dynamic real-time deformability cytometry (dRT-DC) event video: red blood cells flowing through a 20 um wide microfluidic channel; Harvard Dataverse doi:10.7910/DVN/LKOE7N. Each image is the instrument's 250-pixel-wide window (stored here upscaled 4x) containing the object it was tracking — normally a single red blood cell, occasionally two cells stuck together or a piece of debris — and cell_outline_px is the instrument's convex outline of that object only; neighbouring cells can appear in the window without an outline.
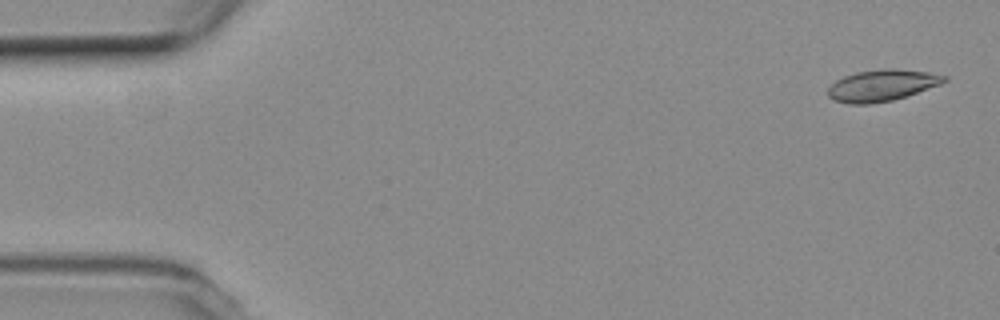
{"species": "common noctule bat (a hibernating species)", "species_latin": "Nyctalus noctula", "temperature_condition": "room temperature", "stored_images_in_passage": 53, "camera_frame_rate_fps": 3000, "um_per_image_px": 0.085, "animal": {"sex": "female", "body_mass_g": 19.3, "forearm_length_mm": 54.1}, "frame": {"image": 1, "passage_image": 2, "time_ms": 0.333, "image_size_px": [1000, 320], "cell_outline_px": [[948, 80], [940, 84], [892, 100], [868, 104], [848, 104], [832, 100], [828, 96], [828, 88], [836, 80], [844, 76], [856, 72], [884, 68], [892, 68], [928, 72], [948, 76]], "centroid_in_image_um": [74.93, 7.25], "position_along_channel_um": 10.1, "area_um2": 21.21}}
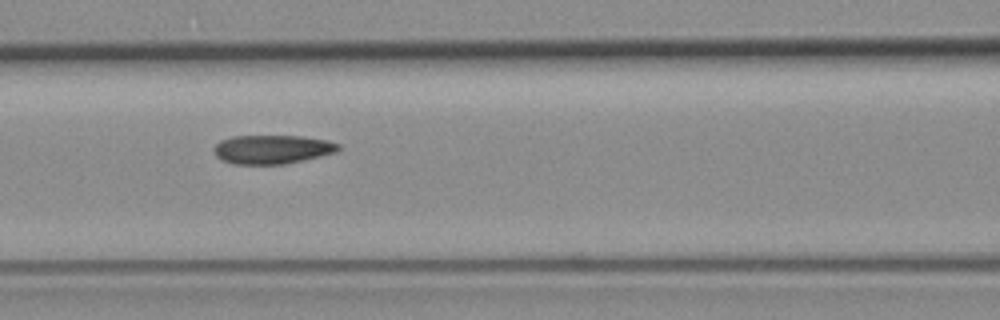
{"frame": {"image": 2, "passage_image": 23, "time_ms": 7.333, "image_size_px": [1000, 320], "cell_outline_px": [[340, 148], [336, 152], [320, 156], [284, 164], [236, 164], [224, 160], [216, 156], [216, 144], [220, 140], [232, 136], [300, 136], [328, 140], [340, 144]], "centroid_in_image_um": [23.17, 12.68], "position_along_channel_um": 143.4, "area_um2": 20.69}}
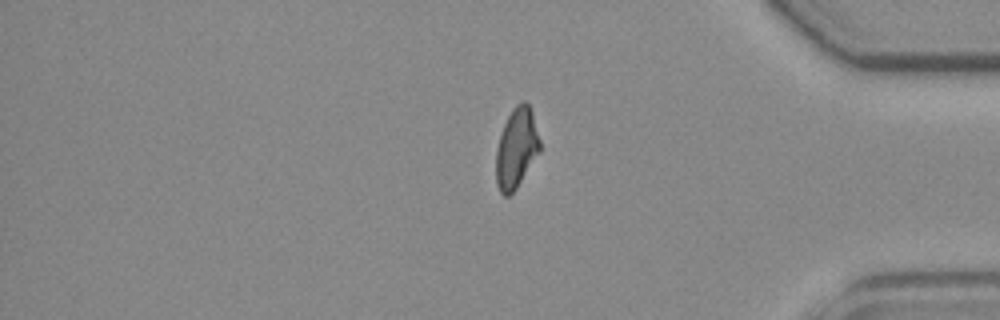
{"frame": {"image": 3, "passage_image": 45, "time_ms": 14.667, "image_size_px": [1000, 320], "cell_outline_px": [[540, 152], [516, 188], [508, 196], [504, 196], [500, 192], [496, 184], [496, 152], [500, 136], [504, 124], [512, 108], [516, 104], [524, 100], [528, 104], [532, 112], [540, 140]], "centroid_in_image_um": [43.9, 12.59], "position_along_channel_um": 391.3, "area_um2": 20.35}, "authors_computed_cell_mechanics": {"area_um2": 20.9814, "velocity_mm_per_s": 3.7526, "shape_relaxation_time_tau1_ms": 10.7843, "shape_relaxation_time_tau2_ms": 1.2077, "deformation_change_tau1": 0.2392, "deformation_change_tau2": 0.0672}}